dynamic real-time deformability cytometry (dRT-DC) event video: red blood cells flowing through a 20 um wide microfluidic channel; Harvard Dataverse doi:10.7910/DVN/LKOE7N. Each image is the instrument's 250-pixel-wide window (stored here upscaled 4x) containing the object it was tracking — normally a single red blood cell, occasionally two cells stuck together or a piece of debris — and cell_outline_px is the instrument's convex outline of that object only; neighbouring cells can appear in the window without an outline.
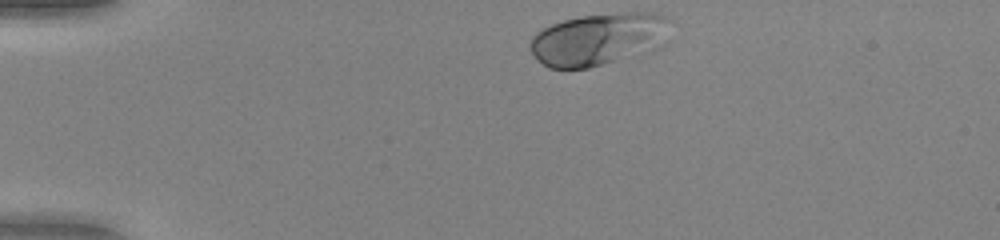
{"species": "human", "species_latin": "Homo sapiens", "temperature_condition": "warm", "stored_images_in_passage": 34, "camera_frame_rate_fps": 3000, "um_per_image_px": 0.085, "donor": {"sex": "female"}, "frame": {"image": 1, "passage_image": 1, "time_ms": 0.0, "image_size_px": [1000, 240], "cell_outline_px": [[672, 20], [664, 44], [660, 48], [588, 68], [548, 68], [528, 48], [528, 44], [532, 36], [536, 32], [552, 24], [564, 20], [584, 16], [624, 12], [656, 12], [668, 16]], "centroid_in_image_um": [50.94, 3.31], "position_along_channel_um": 34.1, "area_um2": 42.95}}
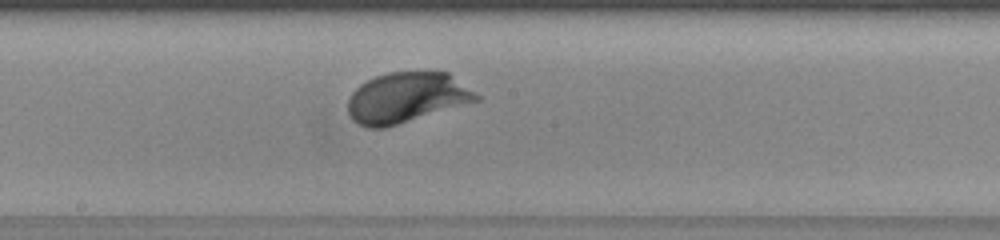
{"frame": {"image": 2, "passage_image": 19, "time_ms": 6.0, "image_size_px": [1000, 240], "cell_outline_px": [[480, 100], [384, 128], [364, 128], [352, 120], [348, 112], [348, 96], [360, 84], [376, 76], [388, 72], [448, 72], [476, 92], [480, 96]], "centroid_in_image_um": [34.53, 8.3], "position_along_channel_um": 213.7, "area_um2": 37.69}}
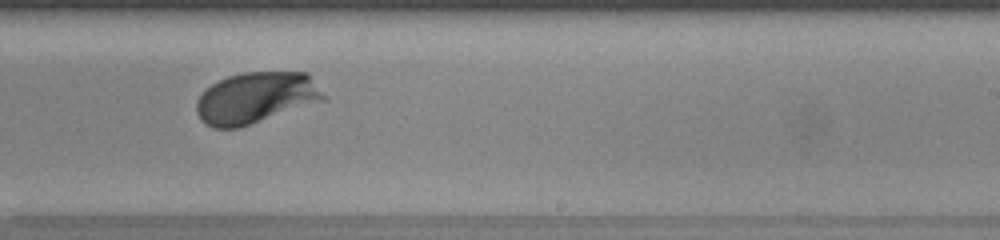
{"frame": {"image": 3, "passage_image": 23, "time_ms": 7.333, "image_size_px": [1000, 240], "cell_outline_px": [[324, 100], [236, 128], [212, 128], [200, 120], [196, 112], [196, 100], [212, 84], [228, 76], [244, 72], [308, 72], [324, 96]], "centroid_in_image_um": [21.71, 8.3], "position_along_channel_um": 267.3, "area_um2": 37.34}, "authors_computed_cell_mechanics": {"area_um2": 37.3388, "velocity_mm_per_s": 4.0333, "shape_relaxation_time_tau1_ms": 1.5995, "shape_relaxation_time_tau2_ms": null, "deformation_change_tau1": 0.1287, "deformation_change_tau2": null}}